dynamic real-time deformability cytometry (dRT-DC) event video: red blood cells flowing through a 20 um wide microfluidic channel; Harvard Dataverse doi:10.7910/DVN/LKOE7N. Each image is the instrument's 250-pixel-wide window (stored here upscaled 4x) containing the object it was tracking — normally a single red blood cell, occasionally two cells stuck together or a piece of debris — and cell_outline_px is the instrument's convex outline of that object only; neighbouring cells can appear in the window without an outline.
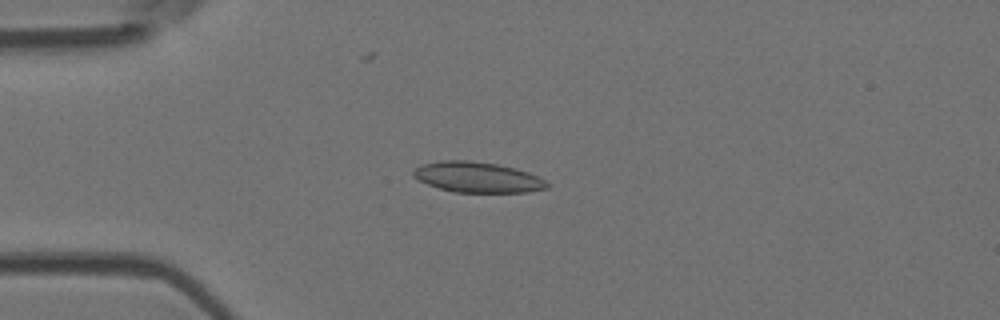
{"species": "Egyptian fruit bat (a non-hibernating species)", "species_latin": "Rousettus aegyptiacus", "temperature_condition": "room temperature", "stored_images_in_passage": 5, "camera_frame_rate_fps": 3000, "um_per_image_px": 0.085, "animal": {"sex": "female"}, "frame": {"image": 1, "passage_image": 4, "time_ms": 3.333, "image_size_px": [1000, 320], "cell_outline_px": [[552, 184], [548, 188], [528, 192], [452, 192], [428, 184], [412, 176], [412, 172], [420, 164], [440, 160], [468, 160], [496, 164], [516, 168], [540, 176]], "centroid_in_image_um": [40.63, 15.06], "position_along_channel_um": 44.4, "area_um2": 23.99}}
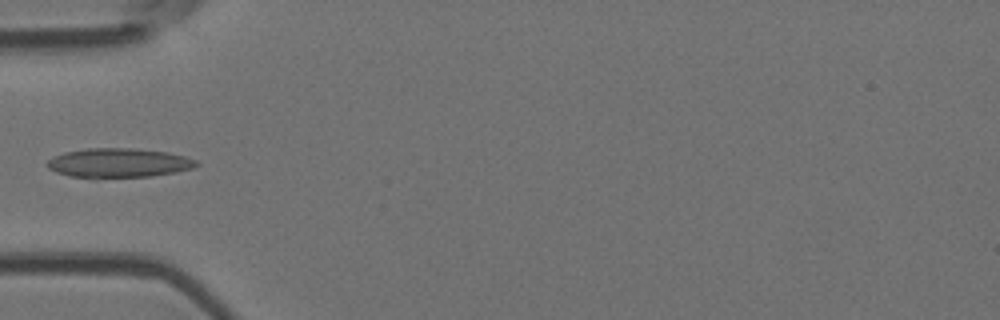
{"frame": {"image": 2, "passage_image": 5, "time_ms": 4.667, "image_size_px": [1000, 320], "cell_outline_px": [[200, 164], [192, 168], [176, 172], [152, 176], [68, 176], [56, 172], [48, 168], [44, 164], [52, 156], [64, 152], [88, 148], [132, 148], [168, 152], [184, 156], [196, 160]], "centroid_in_image_um": [10.07, 13.82], "position_along_channel_um": 74.9, "area_um2": 25.09}}